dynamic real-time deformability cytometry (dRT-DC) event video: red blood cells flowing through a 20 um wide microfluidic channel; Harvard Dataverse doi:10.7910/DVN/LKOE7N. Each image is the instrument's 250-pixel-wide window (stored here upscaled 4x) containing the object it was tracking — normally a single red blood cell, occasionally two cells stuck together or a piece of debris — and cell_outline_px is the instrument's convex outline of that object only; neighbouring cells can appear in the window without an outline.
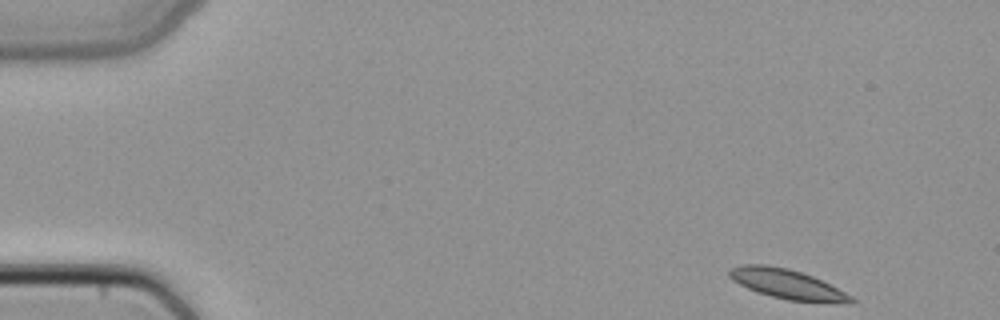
{"species": "common noctule bat (a hibernating species)", "species_latin": "Nyctalus noctula", "temperature_condition": "cold", "stored_images_in_passage": 4, "camera_frame_rate_fps": 3000, "um_per_image_px": 0.085, "animal": {"sex": "female", "body_mass_g": 22.7, "forearm_length_mm": 54.2}, "frame": {"image": 1, "passage_image": 1, "time_ms": 0.0, "image_size_px": [1000, 320], "cell_outline_px": [[856, 304], [852, 304], [788, 300], [756, 292], [732, 280], [728, 276], [728, 272], [732, 268], [740, 264], [764, 264], [788, 268], [812, 276], [852, 296], [856, 300]], "centroid_in_image_um": [66.91, 24.16], "position_along_channel_um": 18.1, "area_um2": 20.98}}